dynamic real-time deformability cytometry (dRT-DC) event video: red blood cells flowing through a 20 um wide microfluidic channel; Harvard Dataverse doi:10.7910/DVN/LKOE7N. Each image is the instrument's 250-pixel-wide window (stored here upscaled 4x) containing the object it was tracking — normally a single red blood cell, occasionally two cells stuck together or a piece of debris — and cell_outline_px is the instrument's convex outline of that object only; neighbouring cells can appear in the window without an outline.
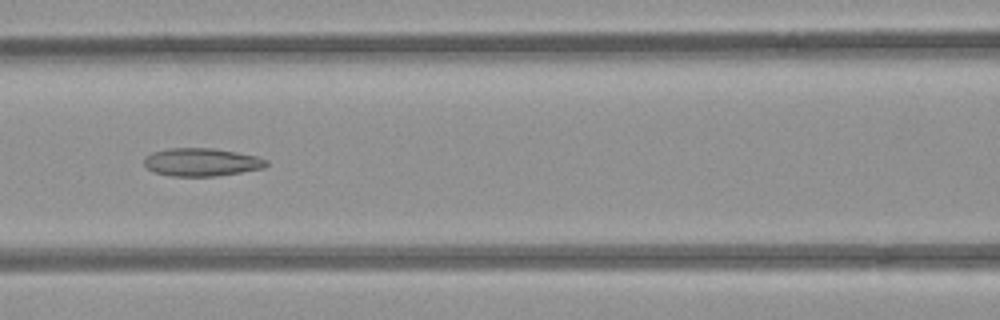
{"species": "common noctule bat (a hibernating species)", "species_latin": "Nyctalus noctula", "temperature_condition": "room temperature", "stored_images_in_passage": 54, "camera_frame_rate_fps": 3000, "um_per_image_px": 0.085, "animal": {"sex": "female", "body_mass_g": 21.9}, "frame": {"image": 1, "passage_image": 24, "time_ms": 7.667, "image_size_px": [1000, 320], "cell_outline_px": [[268, 164], [264, 168], [216, 176], [172, 176], [152, 172], [144, 164], [144, 160], [152, 152], [168, 148], [212, 148], [236, 152], [256, 156], [268, 160]], "centroid_in_image_um": [17.13, 13.78], "position_along_channel_um": 149.5, "area_um2": 19.88}}
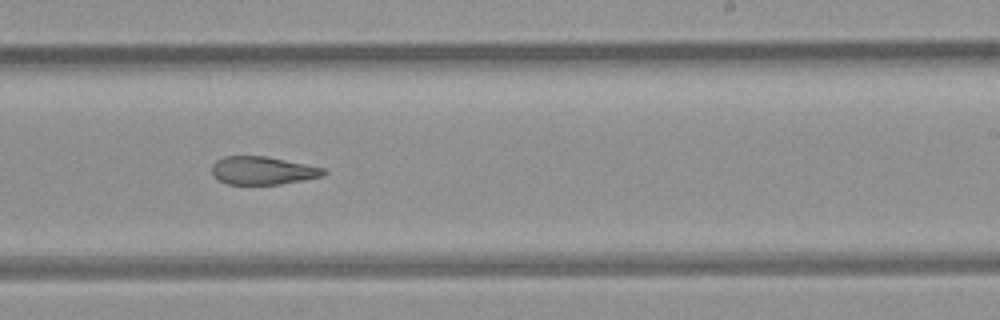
{"frame": {"image": 2, "passage_image": 33, "time_ms": 10.667, "image_size_px": [1000, 320], "cell_outline_px": [[328, 172], [324, 176], [304, 180], [280, 184], [228, 184], [220, 180], [212, 172], [212, 164], [216, 160], [224, 156], [268, 156], [324, 168]], "centroid_in_image_um": [22.36, 14.49], "position_along_channel_um": 266.6, "area_um2": 18.26}}
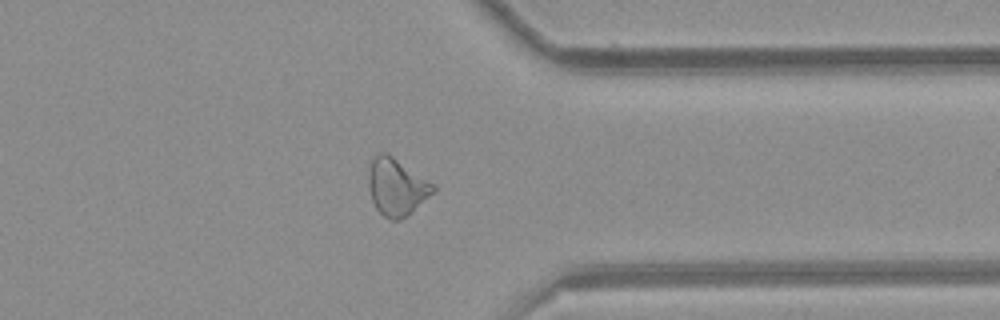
{"frame": {"image": 3, "passage_image": 42, "time_ms": 13.667, "image_size_px": [1000, 320], "cell_outline_px": [[436, 188], [432, 192], [400, 220], [392, 220], [384, 216], [376, 208], [372, 200], [368, 188], [368, 168], [376, 152], [388, 152], [436, 184]], "centroid_in_image_um": [33.67, 15.82], "position_along_channel_um": 377.7, "area_um2": 21.5}, "authors_computed_cell_mechanics": {"area_um2": 22.1374, "velocity_mm_per_s": 3.9215, "shape_relaxation_time_tau1_ms": null, "shape_relaxation_time_tau2_ms": 5.009, "deformation_change_tau1": null, "deformation_change_tau2": 0.1445}}